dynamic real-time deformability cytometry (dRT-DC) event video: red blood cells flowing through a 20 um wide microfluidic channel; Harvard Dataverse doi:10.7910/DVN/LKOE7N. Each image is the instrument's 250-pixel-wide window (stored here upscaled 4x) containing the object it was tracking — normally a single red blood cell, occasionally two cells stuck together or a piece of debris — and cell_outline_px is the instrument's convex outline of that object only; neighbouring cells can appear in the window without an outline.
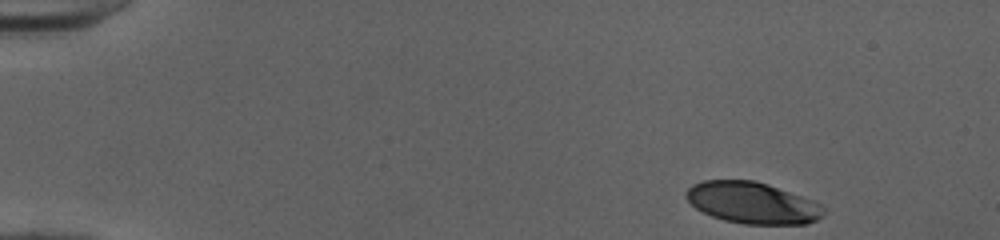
{"species": "human", "species_latin": "Homo sapiens", "temperature_condition": "cold", "stored_images_in_passage": 41, "camera_frame_rate_fps": 3000, "um_per_image_px": 0.085, "donor": {"sex": "female"}, "frame": {"image": 1, "passage_image": 1, "time_ms": 0.0, "image_size_px": [1000, 240], "cell_outline_px": [[824, 216], [808, 224], [744, 224], [724, 220], [712, 216], [696, 208], [684, 196], [688, 188], [692, 184], [704, 180], [752, 180], [768, 184], [812, 200], [820, 204], [824, 208]], "centroid_in_image_um": [63.95, 17.24], "position_along_channel_um": 21.0, "area_um2": 33.18}}
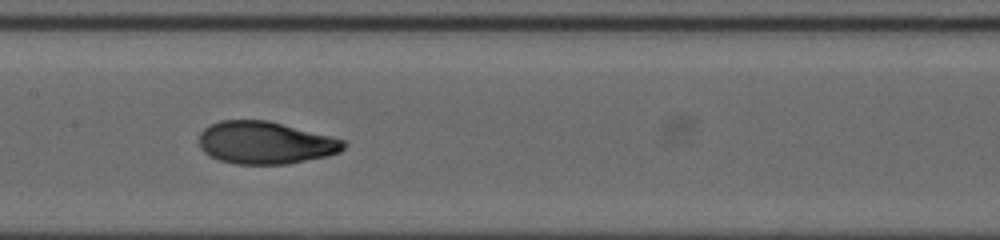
{"frame": {"image": 2, "passage_image": 22, "time_ms": 7.0, "image_size_px": [1000, 240], "cell_outline_px": [[348, 144], [340, 152], [328, 156], [288, 164], [236, 164], [220, 160], [204, 152], [200, 148], [200, 132], [204, 128], [220, 120], [268, 120], [344, 140]], "centroid_in_image_um": [22.56, 12.14], "position_along_channel_um": 184.8, "area_um2": 35.66}}
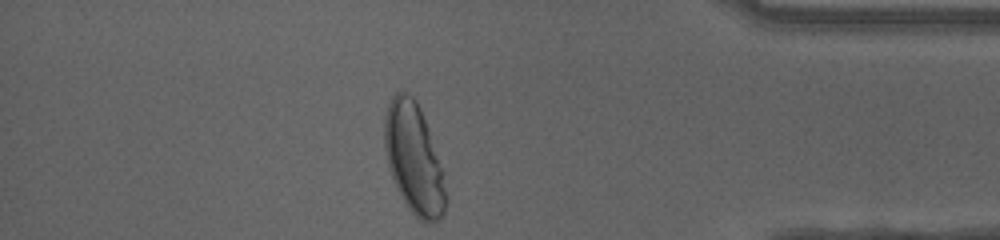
{"frame": {"image": 3, "passage_image": 40, "time_ms": 13.0, "image_size_px": [1000, 240], "cell_outline_px": [[448, 200], [444, 212], [436, 220], [428, 224], [420, 220], [408, 208], [392, 176], [388, 164], [384, 148], [384, 116], [388, 104], [392, 96], [396, 92], [408, 92], [416, 100], [420, 108], [428, 128], [444, 172], [448, 196]], "centroid_in_image_um": [35.2, 13.48], "position_along_channel_um": 400.0, "area_um2": 39.48}, "authors_computed_cell_mechanics": {"area_um2": 35.547, "velocity_mm_per_s": 4.0204, "shape_relaxation_time_tau1_ms": 4.3194, "shape_relaxation_time_tau2_ms": 0.7714, "deformation_change_tau1": 0.1991, "deformation_change_tau2": 0.0486}}